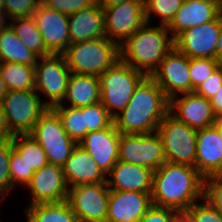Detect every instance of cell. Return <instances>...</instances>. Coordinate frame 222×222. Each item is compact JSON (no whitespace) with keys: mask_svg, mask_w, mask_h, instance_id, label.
Here are the masks:
<instances>
[{"mask_svg":"<svg viewBox=\"0 0 222 222\" xmlns=\"http://www.w3.org/2000/svg\"><path fill=\"white\" fill-rule=\"evenodd\" d=\"M0 72L8 91L35 89V66L0 62Z\"/></svg>","mask_w":222,"mask_h":222,"instance_id":"cell-28","label":"cell"},{"mask_svg":"<svg viewBox=\"0 0 222 222\" xmlns=\"http://www.w3.org/2000/svg\"><path fill=\"white\" fill-rule=\"evenodd\" d=\"M216 121L222 120V84L212 99H210Z\"/></svg>","mask_w":222,"mask_h":222,"instance_id":"cell-44","label":"cell"},{"mask_svg":"<svg viewBox=\"0 0 222 222\" xmlns=\"http://www.w3.org/2000/svg\"><path fill=\"white\" fill-rule=\"evenodd\" d=\"M222 63L211 58H189L190 82L192 92L206 81Z\"/></svg>","mask_w":222,"mask_h":222,"instance_id":"cell-34","label":"cell"},{"mask_svg":"<svg viewBox=\"0 0 222 222\" xmlns=\"http://www.w3.org/2000/svg\"><path fill=\"white\" fill-rule=\"evenodd\" d=\"M12 21L13 22L10 23L11 28L28 49L35 52L39 57L51 55V53L46 49L41 32L36 26L32 16L14 18Z\"/></svg>","mask_w":222,"mask_h":222,"instance_id":"cell-29","label":"cell"},{"mask_svg":"<svg viewBox=\"0 0 222 222\" xmlns=\"http://www.w3.org/2000/svg\"><path fill=\"white\" fill-rule=\"evenodd\" d=\"M14 135L8 127L6 115L4 113L2 104L0 103V145L4 142L11 141Z\"/></svg>","mask_w":222,"mask_h":222,"instance_id":"cell-43","label":"cell"},{"mask_svg":"<svg viewBox=\"0 0 222 222\" xmlns=\"http://www.w3.org/2000/svg\"><path fill=\"white\" fill-rule=\"evenodd\" d=\"M169 110L179 121L196 130L210 127L216 122L210 100L195 92L186 93L182 98L173 97Z\"/></svg>","mask_w":222,"mask_h":222,"instance_id":"cell-19","label":"cell"},{"mask_svg":"<svg viewBox=\"0 0 222 222\" xmlns=\"http://www.w3.org/2000/svg\"><path fill=\"white\" fill-rule=\"evenodd\" d=\"M100 81L95 75L71 73L65 98L70 107L81 108L100 102Z\"/></svg>","mask_w":222,"mask_h":222,"instance_id":"cell-25","label":"cell"},{"mask_svg":"<svg viewBox=\"0 0 222 222\" xmlns=\"http://www.w3.org/2000/svg\"><path fill=\"white\" fill-rule=\"evenodd\" d=\"M82 115L85 121V136L89 132L109 128L114 123V118L101 102L82 107Z\"/></svg>","mask_w":222,"mask_h":222,"instance_id":"cell-32","label":"cell"},{"mask_svg":"<svg viewBox=\"0 0 222 222\" xmlns=\"http://www.w3.org/2000/svg\"><path fill=\"white\" fill-rule=\"evenodd\" d=\"M35 89L8 91L1 102L13 135L30 134L40 116L48 109Z\"/></svg>","mask_w":222,"mask_h":222,"instance_id":"cell-8","label":"cell"},{"mask_svg":"<svg viewBox=\"0 0 222 222\" xmlns=\"http://www.w3.org/2000/svg\"><path fill=\"white\" fill-rule=\"evenodd\" d=\"M157 133L161 137L167 162L195 167L196 129L190 128L169 112L158 125Z\"/></svg>","mask_w":222,"mask_h":222,"instance_id":"cell-6","label":"cell"},{"mask_svg":"<svg viewBox=\"0 0 222 222\" xmlns=\"http://www.w3.org/2000/svg\"><path fill=\"white\" fill-rule=\"evenodd\" d=\"M7 92H8L7 87L5 85V82L2 78V74L0 72V103L3 101V98L5 97Z\"/></svg>","mask_w":222,"mask_h":222,"instance_id":"cell-49","label":"cell"},{"mask_svg":"<svg viewBox=\"0 0 222 222\" xmlns=\"http://www.w3.org/2000/svg\"><path fill=\"white\" fill-rule=\"evenodd\" d=\"M120 135L113 123L109 128L87 133L79 145L95 160L101 171L108 174L119 160Z\"/></svg>","mask_w":222,"mask_h":222,"instance_id":"cell-18","label":"cell"},{"mask_svg":"<svg viewBox=\"0 0 222 222\" xmlns=\"http://www.w3.org/2000/svg\"><path fill=\"white\" fill-rule=\"evenodd\" d=\"M147 25L148 23H145L125 41L121 40L119 52L121 61L151 76L174 47V38L168 37L169 30L166 25Z\"/></svg>","mask_w":222,"mask_h":222,"instance_id":"cell-3","label":"cell"},{"mask_svg":"<svg viewBox=\"0 0 222 222\" xmlns=\"http://www.w3.org/2000/svg\"><path fill=\"white\" fill-rule=\"evenodd\" d=\"M195 168L204 178L222 171V139L214 125L197 130Z\"/></svg>","mask_w":222,"mask_h":222,"instance_id":"cell-21","label":"cell"},{"mask_svg":"<svg viewBox=\"0 0 222 222\" xmlns=\"http://www.w3.org/2000/svg\"><path fill=\"white\" fill-rule=\"evenodd\" d=\"M220 32L219 16L208 23L191 27L174 38V47L188 58L217 59V42Z\"/></svg>","mask_w":222,"mask_h":222,"instance_id":"cell-14","label":"cell"},{"mask_svg":"<svg viewBox=\"0 0 222 222\" xmlns=\"http://www.w3.org/2000/svg\"><path fill=\"white\" fill-rule=\"evenodd\" d=\"M97 0H42L41 2L50 9L67 16L93 5Z\"/></svg>","mask_w":222,"mask_h":222,"instance_id":"cell-38","label":"cell"},{"mask_svg":"<svg viewBox=\"0 0 222 222\" xmlns=\"http://www.w3.org/2000/svg\"><path fill=\"white\" fill-rule=\"evenodd\" d=\"M42 0H4V10L9 19L31 17Z\"/></svg>","mask_w":222,"mask_h":222,"instance_id":"cell-36","label":"cell"},{"mask_svg":"<svg viewBox=\"0 0 222 222\" xmlns=\"http://www.w3.org/2000/svg\"><path fill=\"white\" fill-rule=\"evenodd\" d=\"M13 145L11 141L0 145V196L9 192L11 187V178L9 171V160ZM1 198V197H0Z\"/></svg>","mask_w":222,"mask_h":222,"instance_id":"cell-39","label":"cell"},{"mask_svg":"<svg viewBox=\"0 0 222 222\" xmlns=\"http://www.w3.org/2000/svg\"><path fill=\"white\" fill-rule=\"evenodd\" d=\"M222 3L218 0H183L174 19L167 26L175 38L180 32L191 27L215 20L220 13Z\"/></svg>","mask_w":222,"mask_h":222,"instance_id":"cell-20","label":"cell"},{"mask_svg":"<svg viewBox=\"0 0 222 222\" xmlns=\"http://www.w3.org/2000/svg\"><path fill=\"white\" fill-rule=\"evenodd\" d=\"M70 44L105 37L103 8L96 1L93 5L68 16Z\"/></svg>","mask_w":222,"mask_h":222,"instance_id":"cell-22","label":"cell"},{"mask_svg":"<svg viewBox=\"0 0 222 222\" xmlns=\"http://www.w3.org/2000/svg\"><path fill=\"white\" fill-rule=\"evenodd\" d=\"M52 109L58 114L66 133L78 144L85 137V121L82 115V107H66L61 104L55 105Z\"/></svg>","mask_w":222,"mask_h":222,"instance_id":"cell-31","label":"cell"},{"mask_svg":"<svg viewBox=\"0 0 222 222\" xmlns=\"http://www.w3.org/2000/svg\"><path fill=\"white\" fill-rule=\"evenodd\" d=\"M0 9H4V0H0Z\"/></svg>","mask_w":222,"mask_h":222,"instance_id":"cell-51","label":"cell"},{"mask_svg":"<svg viewBox=\"0 0 222 222\" xmlns=\"http://www.w3.org/2000/svg\"><path fill=\"white\" fill-rule=\"evenodd\" d=\"M123 1H126V0H97L98 4L101 7H111L114 5H118L122 3Z\"/></svg>","mask_w":222,"mask_h":222,"instance_id":"cell-47","label":"cell"},{"mask_svg":"<svg viewBox=\"0 0 222 222\" xmlns=\"http://www.w3.org/2000/svg\"><path fill=\"white\" fill-rule=\"evenodd\" d=\"M177 210L152 205L139 222H173Z\"/></svg>","mask_w":222,"mask_h":222,"instance_id":"cell-42","label":"cell"},{"mask_svg":"<svg viewBox=\"0 0 222 222\" xmlns=\"http://www.w3.org/2000/svg\"><path fill=\"white\" fill-rule=\"evenodd\" d=\"M204 200H207L222 215V177L220 175L205 178Z\"/></svg>","mask_w":222,"mask_h":222,"instance_id":"cell-37","label":"cell"},{"mask_svg":"<svg viewBox=\"0 0 222 222\" xmlns=\"http://www.w3.org/2000/svg\"><path fill=\"white\" fill-rule=\"evenodd\" d=\"M152 205L151 193L110 190L107 222H139Z\"/></svg>","mask_w":222,"mask_h":222,"instance_id":"cell-17","label":"cell"},{"mask_svg":"<svg viewBox=\"0 0 222 222\" xmlns=\"http://www.w3.org/2000/svg\"><path fill=\"white\" fill-rule=\"evenodd\" d=\"M153 172L149 168L118 160L108 173L113 180L106 179V183L109 190L151 193Z\"/></svg>","mask_w":222,"mask_h":222,"instance_id":"cell-23","label":"cell"},{"mask_svg":"<svg viewBox=\"0 0 222 222\" xmlns=\"http://www.w3.org/2000/svg\"><path fill=\"white\" fill-rule=\"evenodd\" d=\"M219 19H220V32L217 42V60L222 63V8L219 13Z\"/></svg>","mask_w":222,"mask_h":222,"instance_id":"cell-46","label":"cell"},{"mask_svg":"<svg viewBox=\"0 0 222 222\" xmlns=\"http://www.w3.org/2000/svg\"><path fill=\"white\" fill-rule=\"evenodd\" d=\"M9 165L11 186L17 182L24 184L23 187L25 188V186H27V184L30 182L35 171L26 163L24 159H22L14 148L11 150Z\"/></svg>","mask_w":222,"mask_h":222,"instance_id":"cell-35","label":"cell"},{"mask_svg":"<svg viewBox=\"0 0 222 222\" xmlns=\"http://www.w3.org/2000/svg\"><path fill=\"white\" fill-rule=\"evenodd\" d=\"M66 182L72 187L81 184L106 183L105 174L95 160L79 144L62 166Z\"/></svg>","mask_w":222,"mask_h":222,"instance_id":"cell-24","label":"cell"},{"mask_svg":"<svg viewBox=\"0 0 222 222\" xmlns=\"http://www.w3.org/2000/svg\"><path fill=\"white\" fill-rule=\"evenodd\" d=\"M51 54H62L70 45L68 16L48 8L42 2L32 15Z\"/></svg>","mask_w":222,"mask_h":222,"instance_id":"cell-16","label":"cell"},{"mask_svg":"<svg viewBox=\"0 0 222 222\" xmlns=\"http://www.w3.org/2000/svg\"><path fill=\"white\" fill-rule=\"evenodd\" d=\"M118 159L152 171L157 170L166 162L161 137L157 131L149 134H121Z\"/></svg>","mask_w":222,"mask_h":222,"instance_id":"cell-9","label":"cell"},{"mask_svg":"<svg viewBox=\"0 0 222 222\" xmlns=\"http://www.w3.org/2000/svg\"><path fill=\"white\" fill-rule=\"evenodd\" d=\"M107 183L81 184L69 188L67 202L79 222H107Z\"/></svg>","mask_w":222,"mask_h":222,"instance_id":"cell-11","label":"cell"},{"mask_svg":"<svg viewBox=\"0 0 222 222\" xmlns=\"http://www.w3.org/2000/svg\"><path fill=\"white\" fill-rule=\"evenodd\" d=\"M173 222H194V218L187 210H177Z\"/></svg>","mask_w":222,"mask_h":222,"instance_id":"cell-45","label":"cell"},{"mask_svg":"<svg viewBox=\"0 0 222 222\" xmlns=\"http://www.w3.org/2000/svg\"><path fill=\"white\" fill-rule=\"evenodd\" d=\"M151 77L171 100L179 93L192 92L189 72V58L173 47L160 62Z\"/></svg>","mask_w":222,"mask_h":222,"instance_id":"cell-13","label":"cell"},{"mask_svg":"<svg viewBox=\"0 0 222 222\" xmlns=\"http://www.w3.org/2000/svg\"><path fill=\"white\" fill-rule=\"evenodd\" d=\"M102 8L106 37L119 46L121 39L125 41L146 23L144 0H126L118 5Z\"/></svg>","mask_w":222,"mask_h":222,"instance_id":"cell-12","label":"cell"},{"mask_svg":"<svg viewBox=\"0 0 222 222\" xmlns=\"http://www.w3.org/2000/svg\"><path fill=\"white\" fill-rule=\"evenodd\" d=\"M222 84V64L194 92L210 100Z\"/></svg>","mask_w":222,"mask_h":222,"instance_id":"cell-41","label":"cell"},{"mask_svg":"<svg viewBox=\"0 0 222 222\" xmlns=\"http://www.w3.org/2000/svg\"><path fill=\"white\" fill-rule=\"evenodd\" d=\"M39 56L28 49L9 26L0 32V62H14L35 66Z\"/></svg>","mask_w":222,"mask_h":222,"instance_id":"cell-26","label":"cell"},{"mask_svg":"<svg viewBox=\"0 0 222 222\" xmlns=\"http://www.w3.org/2000/svg\"><path fill=\"white\" fill-rule=\"evenodd\" d=\"M27 186L32 194V204L67 200L69 189L61 166L48 163L35 171Z\"/></svg>","mask_w":222,"mask_h":222,"instance_id":"cell-15","label":"cell"},{"mask_svg":"<svg viewBox=\"0 0 222 222\" xmlns=\"http://www.w3.org/2000/svg\"><path fill=\"white\" fill-rule=\"evenodd\" d=\"M29 135L43 148L48 163L61 167L78 144L66 133L58 114L52 108L40 116Z\"/></svg>","mask_w":222,"mask_h":222,"instance_id":"cell-7","label":"cell"},{"mask_svg":"<svg viewBox=\"0 0 222 222\" xmlns=\"http://www.w3.org/2000/svg\"><path fill=\"white\" fill-rule=\"evenodd\" d=\"M35 65V90H39L50 98L45 102L48 108L61 104L65 99L71 71L62 54H51L39 57Z\"/></svg>","mask_w":222,"mask_h":222,"instance_id":"cell-10","label":"cell"},{"mask_svg":"<svg viewBox=\"0 0 222 222\" xmlns=\"http://www.w3.org/2000/svg\"><path fill=\"white\" fill-rule=\"evenodd\" d=\"M170 100L151 76H146L136 87L129 103L114 117L120 134H149L157 131L169 113Z\"/></svg>","mask_w":222,"mask_h":222,"instance_id":"cell-1","label":"cell"},{"mask_svg":"<svg viewBox=\"0 0 222 222\" xmlns=\"http://www.w3.org/2000/svg\"><path fill=\"white\" fill-rule=\"evenodd\" d=\"M6 16L8 17L7 12L4 9H0V32L10 26V24L5 25Z\"/></svg>","mask_w":222,"mask_h":222,"instance_id":"cell-48","label":"cell"},{"mask_svg":"<svg viewBox=\"0 0 222 222\" xmlns=\"http://www.w3.org/2000/svg\"><path fill=\"white\" fill-rule=\"evenodd\" d=\"M183 0H144L145 19L149 23L151 12L161 16L162 25L168 26L180 9Z\"/></svg>","mask_w":222,"mask_h":222,"instance_id":"cell-33","label":"cell"},{"mask_svg":"<svg viewBox=\"0 0 222 222\" xmlns=\"http://www.w3.org/2000/svg\"><path fill=\"white\" fill-rule=\"evenodd\" d=\"M27 222H79L67 201L30 204Z\"/></svg>","mask_w":222,"mask_h":222,"instance_id":"cell-27","label":"cell"},{"mask_svg":"<svg viewBox=\"0 0 222 222\" xmlns=\"http://www.w3.org/2000/svg\"><path fill=\"white\" fill-rule=\"evenodd\" d=\"M187 211L194 222H222V215L207 200L205 204L194 203Z\"/></svg>","mask_w":222,"mask_h":222,"instance_id":"cell-40","label":"cell"},{"mask_svg":"<svg viewBox=\"0 0 222 222\" xmlns=\"http://www.w3.org/2000/svg\"><path fill=\"white\" fill-rule=\"evenodd\" d=\"M205 178L195 167L165 162L153 172L152 204L175 210H187L204 198Z\"/></svg>","mask_w":222,"mask_h":222,"instance_id":"cell-2","label":"cell"},{"mask_svg":"<svg viewBox=\"0 0 222 222\" xmlns=\"http://www.w3.org/2000/svg\"><path fill=\"white\" fill-rule=\"evenodd\" d=\"M213 125L217 128L222 139V120H217Z\"/></svg>","mask_w":222,"mask_h":222,"instance_id":"cell-50","label":"cell"},{"mask_svg":"<svg viewBox=\"0 0 222 222\" xmlns=\"http://www.w3.org/2000/svg\"><path fill=\"white\" fill-rule=\"evenodd\" d=\"M62 55L71 73L98 77L120 59L118 43L106 36L72 43Z\"/></svg>","mask_w":222,"mask_h":222,"instance_id":"cell-4","label":"cell"},{"mask_svg":"<svg viewBox=\"0 0 222 222\" xmlns=\"http://www.w3.org/2000/svg\"><path fill=\"white\" fill-rule=\"evenodd\" d=\"M19 136H22L21 139L23 141H18ZM11 142L13 148L34 171H37L48 164L45 151L29 134L14 135L11 139Z\"/></svg>","mask_w":222,"mask_h":222,"instance_id":"cell-30","label":"cell"},{"mask_svg":"<svg viewBox=\"0 0 222 222\" xmlns=\"http://www.w3.org/2000/svg\"><path fill=\"white\" fill-rule=\"evenodd\" d=\"M146 73L134 69L120 59L99 76L100 102L114 118L129 103ZM119 109L114 112V109Z\"/></svg>","mask_w":222,"mask_h":222,"instance_id":"cell-5","label":"cell"}]
</instances>
